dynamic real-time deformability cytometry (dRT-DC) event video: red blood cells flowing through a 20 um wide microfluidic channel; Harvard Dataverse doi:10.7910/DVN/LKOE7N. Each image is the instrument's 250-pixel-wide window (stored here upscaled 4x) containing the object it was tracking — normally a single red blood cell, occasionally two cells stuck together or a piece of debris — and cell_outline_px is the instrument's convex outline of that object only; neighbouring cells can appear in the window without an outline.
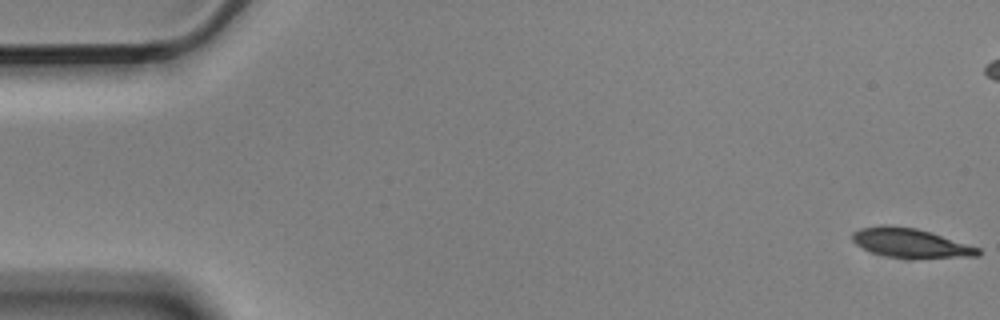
{"species": "Egyptian fruit bat (a non-hibernating species)", "species_latin": "Rousettus aegyptiacus", "temperature_condition": "cold", "stored_images_in_passage": 5, "camera_frame_rate_fps": 3000, "um_per_image_px": 0.085, "animal": {"sex": "male"}, "frame": {"image": 1, "passage_image": 1, "time_ms": 0.0, "image_size_px": [1000, 320], "cell_outline_px": [[980, 256], [884, 256], [872, 252], [856, 244], [852, 240], [852, 232], [860, 228], [880, 224], [888, 224], [916, 228], [932, 232], [980, 248]], "centroid_in_image_um": [77.33, 20.59], "position_along_channel_um": 7.7, "area_um2": 20.81}}
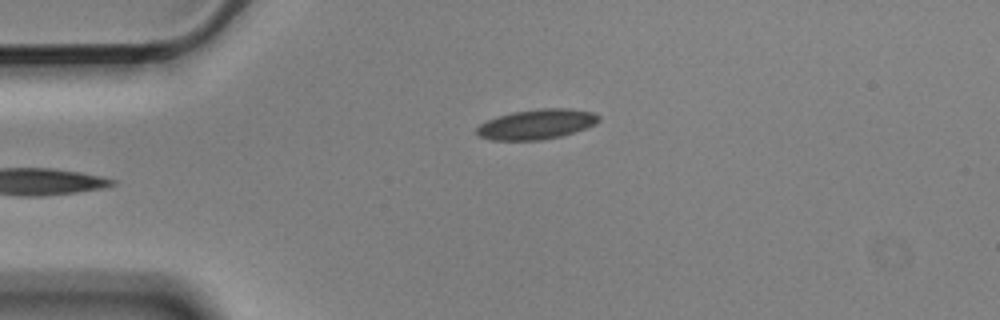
{"frame": {"image": 2, "passage_image": 5, "time_ms": 1.333, "image_size_px": [1000, 320], "cell_outline_px": [[600, 120], [596, 124], [560, 136], [540, 140], [492, 140], [480, 136], [476, 132], [476, 128], [480, 124], [488, 120], [512, 112], [540, 108], [568, 108], [592, 112], [600, 116]], "centroid_in_image_um": [45.62, 10.55], "position_along_channel_um": 39.4, "area_um2": 21.1}}